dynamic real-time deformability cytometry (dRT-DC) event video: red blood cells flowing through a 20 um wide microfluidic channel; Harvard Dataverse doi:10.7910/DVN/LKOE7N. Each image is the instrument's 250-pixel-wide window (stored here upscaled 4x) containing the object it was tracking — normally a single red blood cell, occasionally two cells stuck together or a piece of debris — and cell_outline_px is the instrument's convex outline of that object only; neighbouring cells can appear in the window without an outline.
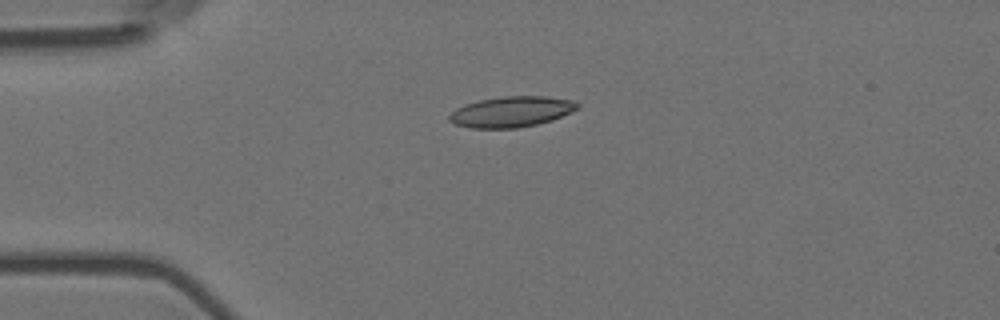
{"species": "Egyptian fruit bat (a non-hibernating species)", "species_latin": "Rousettus aegyptiacus", "temperature_condition": "room temperature", "stored_images_in_passage": 7, "camera_frame_rate_fps": 3000, "um_per_image_px": 0.085, "animal": {"sex": "female"}, "frame": {"image": 1, "passage_image": 4, "time_ms": 1.0, "image_size_px": [1000, 320], "cell_outline_px": [[580, 108], [552, 120], [536, 124], [516, 128], [472, 128], [456, 124], [448, 120], [448, 116], [456, 108], [464, 104], [480, 100], [504, 96], [548, 96], [572, 100], [580, 104]], "centroid_in_image_um": [43.48, 9.49], "position_along_channel_um": 41.5, "area_um2": 22.89}}
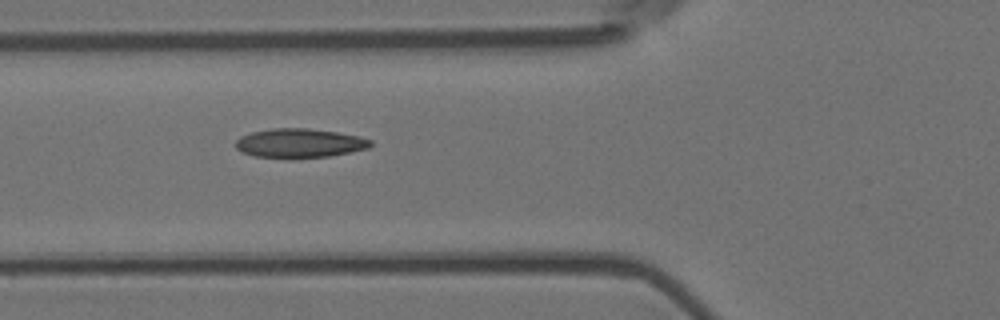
{"frame": {"image": 2, "passage_image": 6, "time_ms": 1.667, "image_size_px": [1000, 320], "cell_outline_px": [[372, 144], [368, 148], [328, 156], [288, 160], [252, 156], [240, 152], [236, 148], [236, 140], [240, 136], [252, 132], [272, 128], [308, 128], [336, 132], [360, 136], [372, 140]], "centroid_in_image_um": [25.41, 12.19], "position_along_channel_um": 100.4, "area_um2": 23.41}}
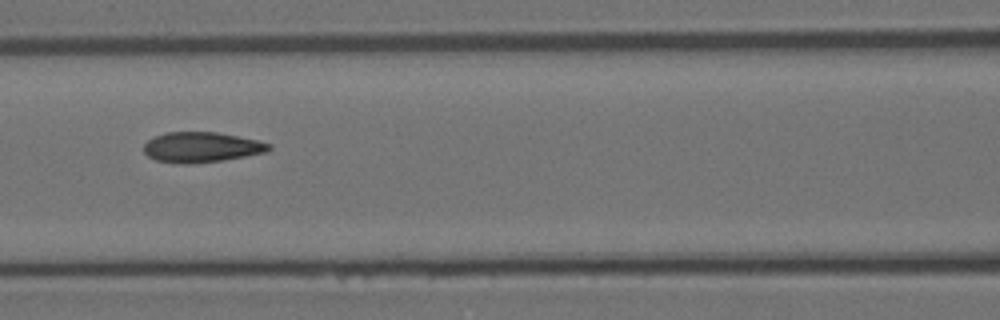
{"frame": {"image": 3, "passage_image": 7, "time_ms": 2.0, "image_size_px": [1000, 320], "cell_outline_px": [[272, 148], [264, 152], [244, 156], [220, 160], [188, 164], [184, 164], [156, 160], [148, 156], [144, 152], [144, 144], [148, 140], [156, 136], [168, 132], [216, 132], [256, 140], [272, 144]], "centroid_in_image_um": [17.1, 12.51], "position_along_channel_um": 149.5, "area_um2": 21.68}}